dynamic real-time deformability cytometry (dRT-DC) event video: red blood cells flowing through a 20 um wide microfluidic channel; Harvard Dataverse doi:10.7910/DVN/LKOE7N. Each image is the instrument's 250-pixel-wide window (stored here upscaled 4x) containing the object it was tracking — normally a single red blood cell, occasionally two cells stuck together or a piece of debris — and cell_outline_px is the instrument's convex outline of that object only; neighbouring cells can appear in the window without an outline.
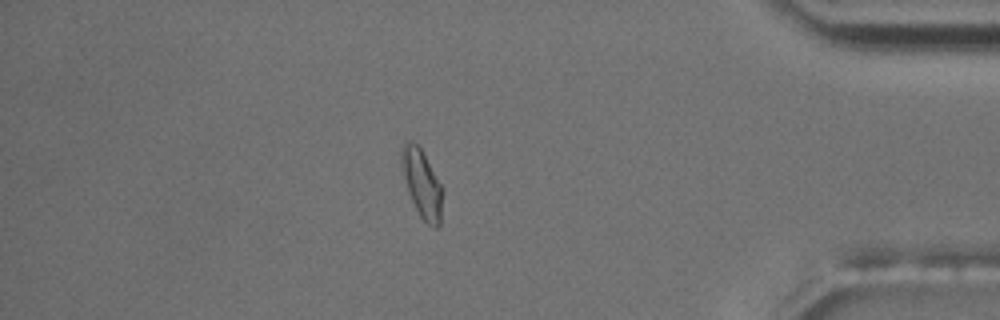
{"species": "common noctule bat (a hibernating species)", "species_latin": "Nyctalus noctula", "temperature_condition": "room temperature", "stored_images_in_passage": 56, "camera_frame_rate_fps": 3000, "um_per_image_px": 0.085, "animal": {"sex": "male", "body_mass_g": 17.5, "forearm_length_mm": 52.3}, "frame": {"image": 1, "passage_image": 48, "time_ms": 15.667, "image_size_px": [1000, 320], "cell_outline_px": [[444, 192], [440, 224], [436, 228], [432, 228], [420, 216], [408, 192], [400, 164], [400, 148], [404, 140], [408, 140], [416, 144], [420, 148], [444, 188]], "centroid_in_image_um": [35.87, 15.6], "position_along_channel_um": 399.3, "area_um2": 16.59}, "authors_computed_cell_mechanics": {"area_um2": 14.9991, "velocity_mm_per_s": 3.6899, "shape_relaxation_time_tau1_ms": 7.8845, "shape_relaxation_time_tau2_ms": 1.937, "deformation_change_tau1": 0.1782, "deformation_change_tau2": 0.0635}}